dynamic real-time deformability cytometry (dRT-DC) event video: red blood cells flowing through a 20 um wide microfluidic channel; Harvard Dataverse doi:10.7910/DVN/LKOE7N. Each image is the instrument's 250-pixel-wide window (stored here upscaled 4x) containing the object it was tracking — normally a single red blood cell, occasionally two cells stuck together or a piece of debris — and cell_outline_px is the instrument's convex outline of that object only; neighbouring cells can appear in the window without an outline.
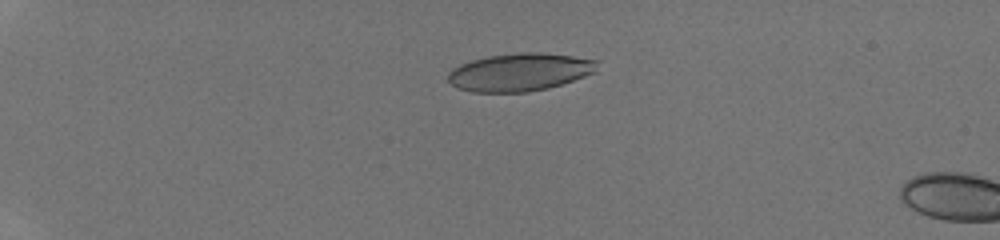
{"species": "human", "species_latin": "Homo sapiens", "temperature_condition": "room temperature", "stored_images_in_passage": 11, "camera_frame_rate_fps": 3000, "um_per_image_px": 0.085, "donor": {"sex": "male"}, "frame": {"image": 1, "passage_image": 7, "time_ms": 2.0, "image_size_px": [1000, 240], "cell_outline_px": [[600, 60], [596, 72], [548, 88], [528, 92], [472, 92], [456, 88], [448, 80], [448, 72], [452, 68], [460, 64], [472, 60], [488, 56], [520, 52], [544, 52]], "centroid_in_image_um": [44.18, 6.12], "position_along_channel_um": 40.8, "area_um2": 33.06}}